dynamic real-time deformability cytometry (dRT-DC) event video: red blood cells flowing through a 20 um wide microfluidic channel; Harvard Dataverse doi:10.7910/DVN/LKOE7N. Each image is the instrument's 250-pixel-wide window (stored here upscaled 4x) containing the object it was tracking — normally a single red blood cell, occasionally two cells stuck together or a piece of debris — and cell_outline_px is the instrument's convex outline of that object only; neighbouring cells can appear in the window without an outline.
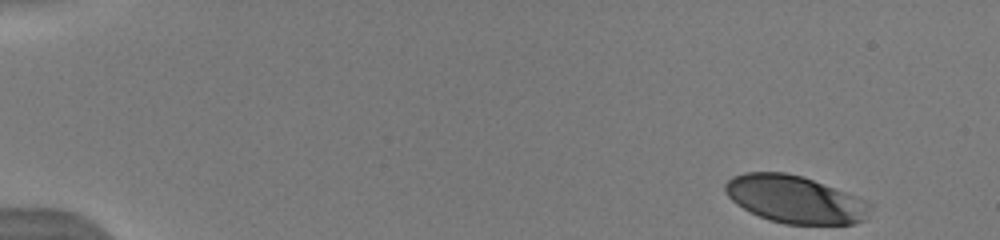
{"species": "human", "species_latin": "Homo sapiens", "temperature_condition": "warm", "stored_images_in_passage": 49, "camera_frame_rate_fps": 3000, "um_per_image_px": 0.085, "donor": {"sex": "male"}, "frame": {"image": 1, "passage_image": 1, "time_ms": 0.0, "image_size_px": [1000, 240], "cell_outline_px": [[872, 204], [868, 216], [864, 220], [856, 224], [784, 224], [768, 220], [736, 204], [724, 192], [724, 184], [732, 176], [744, 172], [788, 172], [804, 176], [868, 200]], "centroid_in_image_um": [67.6, 16.93], "position_along_channel_um": 17.4, "area_um2": 40.52}}
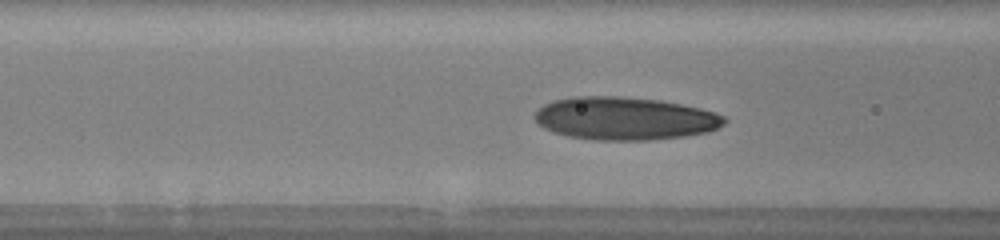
{"frame": {"image": 2, "passage_image": 19, "time_ms": 6.0, "image_size_px": [1000, 240], "cell_outline_px": [[728, 120], [724, 124], [708, 132], [684, 136], [652, 140], [596, 140], [568, 136], [552, 132], [544, 128], [532, 116], [544, 104], [552, 100], [572, 96], [620, 96], [660, 100], [700, 108], [716, 112], [724, 116]], "centroid_in_image_um": [53.1, 10.06], "position_along_channel_um": 113.5, "area_um2": 47.63}}
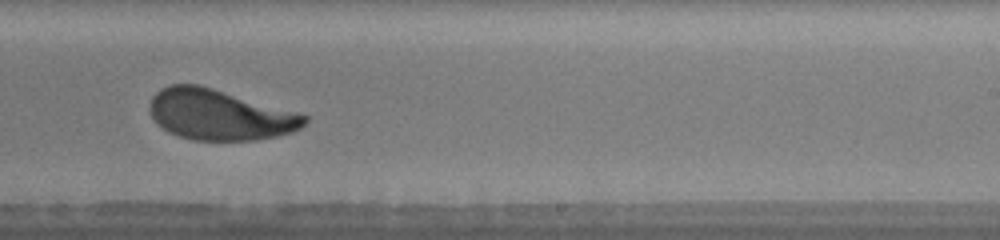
{"frame": {"image": 3, "passage_image": 31, "time_ms": 10.0, "image_size_px": [1000, 240], "cell_outline_px": [[308, 120], [300, 128], [292, 132], [276, 136], [256, 140], [192, 140], [168, 132], [160, 128], [152, 116], [152, 96], [160, 88], [168, 84], [200, 84], [300, 112], [308, 116]], "centroid_in_image_um": [18.7, 9.74], "position_along_channel_um": 270.3, "area_um2": 45.89}, "authors_computed_cell_mechanics": {"area_um2": 45.4886, "velocity_mm_per_s": 3.9234, "shape_relaxation_time_tau1_ms": 3.1332, "shape_relaxation_time_tau2_ms": 0.8621, "deformation_change_tau1": 0.1652, "deformation_change_tau2": 0.0802}}